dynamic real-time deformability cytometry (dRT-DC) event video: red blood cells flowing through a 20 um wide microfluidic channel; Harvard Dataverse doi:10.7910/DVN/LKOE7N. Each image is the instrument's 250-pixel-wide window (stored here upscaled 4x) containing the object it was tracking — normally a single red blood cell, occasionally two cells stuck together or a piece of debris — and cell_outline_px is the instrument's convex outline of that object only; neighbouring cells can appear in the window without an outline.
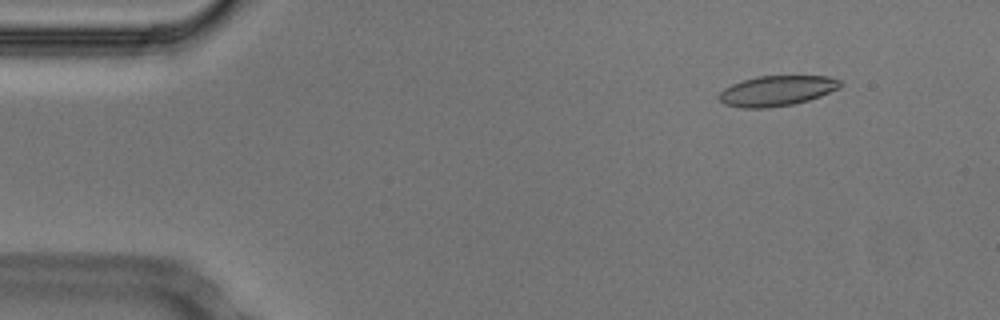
{"species": "Egyptian fruit bat (a non-hibernating species)", "species_latin": "Rousettus aegyptiacus", "temperature_condition": "cold", "stored_images_in_passage": 41, "camera_frame_rate_fps": 3000, "um_per_image_px": 0.085, "animal": {"sex": "male"}, "frame": {"image": 1, "passage_image": 6, "time_ms": 1.667, "image_size_px": [1000, 320], "cell_outline_px": [[844, 84], [840, 88], [820, 96], [808, 100], [792, 104], [768, 108], [740, 108], [724, 104], [720, 100], [720, 92], [724, 88], [732, 84], [756, 76], [828, 76], [840, 80]], "centroid_in_image_um": [66.05, 7.71], "position_along_channel_um": 18.9, "area_um2": 21.39}}
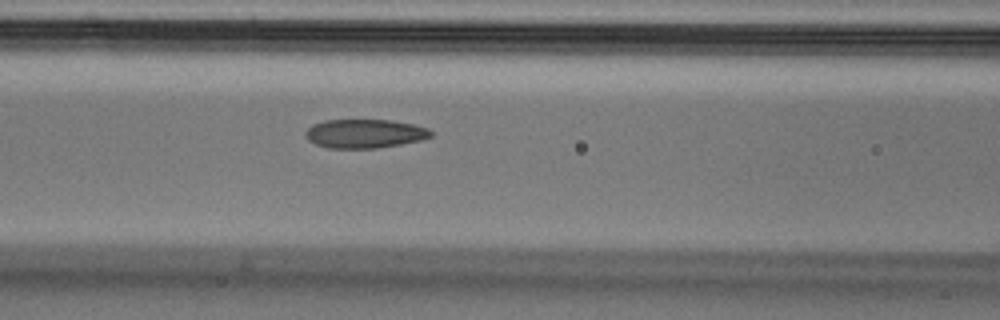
{"frame": {"image": 2, "passage_image": 22, "time_ms": 7.0, "image_size_px": [1000, 320], "cell_outline_px": [[432, 136], [420, 140], [400, 144], [376, 148], [328, 148], [316, 144], [308, 140], [304, 132], [312, 124], [324, 120], [392, 120], [412, 124], [428, 128], [432, 132]], "centroid_in_image_um": [30.98, 11.35], "position_along_channel_um": 135.6, "area_um2": 21.04}}
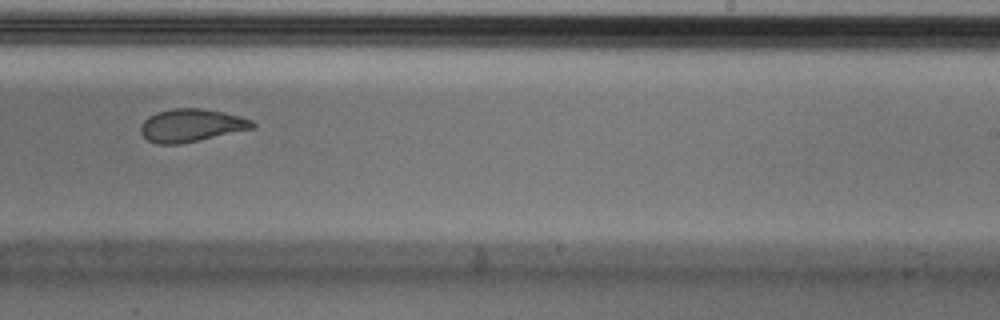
{"frame": {"image": 3, "passage_image": 33, "time_ms": 10.667, "image_size_px": [1000, 320], "cell_outline_px": [[256, 124], [252, 128], [180, 144], [156, 144], [148, 140], [140, 132], [140, 124], [148, 116], [156, 112], [172, 108], [200, 108], [224, 112], [240, 116], [252, 120]], "centroid_in_image_um": [16.21, 10.64], "position_along_channel_um": 272.8, "area_um2": 21.33}, "authors_computed_cell_mechanics": {"area_um2": 21.675, "velocity_mm_per_s": 3.7502, "shape_relaxation_time_tau1_ms": null, "shape_relaxation_time_tau2_ms": 1.8402, "deformation_change_tau1": null, "deformation_change_tau2": 0.0845}}